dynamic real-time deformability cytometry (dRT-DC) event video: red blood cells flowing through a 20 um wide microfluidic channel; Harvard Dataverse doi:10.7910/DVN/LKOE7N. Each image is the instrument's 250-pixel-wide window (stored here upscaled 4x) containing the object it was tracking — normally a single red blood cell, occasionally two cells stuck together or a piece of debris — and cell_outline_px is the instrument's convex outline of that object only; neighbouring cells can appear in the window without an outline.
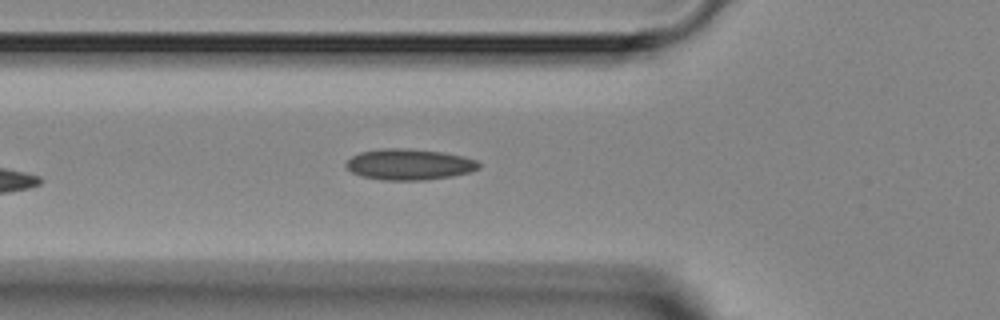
{"species": "Egyptian fruit bat (a non-hibernating species)", "species_latin": "Rousettus aegyptiacus", "temperature_condition": "room temperature", "stored_images_in_passage": 2, "camera_frame_rate_fps": 3000, "um_per_image_px": 0.085, "animal": {"sex": "female"}, "frame": {"image": 1, "passage_image": 2, "time_ms": 1.333, "image_size_px": [1000, 320], "cell_outline_px": [[480, 168], [468, 172], [452, 176], [424, 180], [384, 180], [360, 176], [352, 172], [344, 164], [352, 156], [360, 152], [380, 148], [408, 148], [444, 152], [464, 156], [476, 160], [480, 164]], "centroid_in_image_um": [34.78, 13.96], "position_along_channel_um": 91.0, "area_um2": 24.1}}